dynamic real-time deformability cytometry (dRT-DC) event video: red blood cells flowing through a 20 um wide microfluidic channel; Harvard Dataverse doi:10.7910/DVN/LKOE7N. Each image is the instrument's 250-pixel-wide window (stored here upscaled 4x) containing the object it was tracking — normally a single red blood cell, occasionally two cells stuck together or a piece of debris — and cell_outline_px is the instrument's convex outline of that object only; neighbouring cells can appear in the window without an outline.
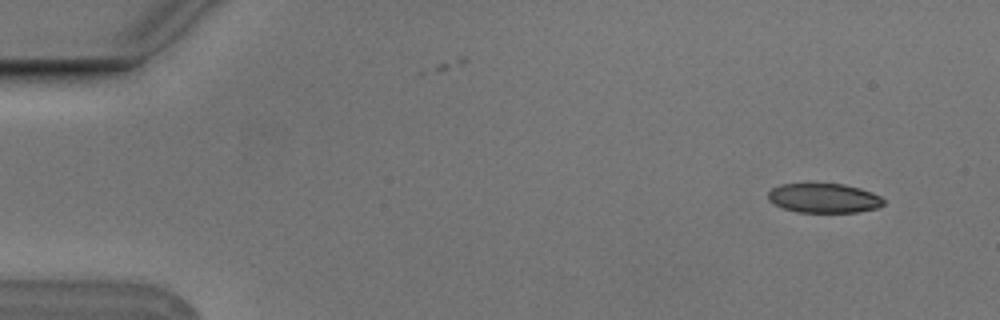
{"species": "Egyptian fruit bat (a non-hibernating species)", "species_latin": "Rousettus aegyptiacus", "temperature_condition": "cold", "stored_images_in_passage": 5, "camera_frame_rate_fps": 3000, "um_per_image_px": 0.085, "animal": {"sex": "male"}, "frame": {"image": 1, "passage_image": 2, "time_ms": 0.333, "image_size_px": [1000, 320], "cell_outline_px": [[884, 204], [876, 208], [856, 212], [796, 212], [784, 208], [768, 200], [768, 192], [772, 188], [780, 184], [844, 184], [860, 188], [872, 192], [880, 196], [884, 200]], "centroid_in_image_um": [70.03, 16.84], "position_along_channel_um": 15.0, "area_um2": 19.71}}
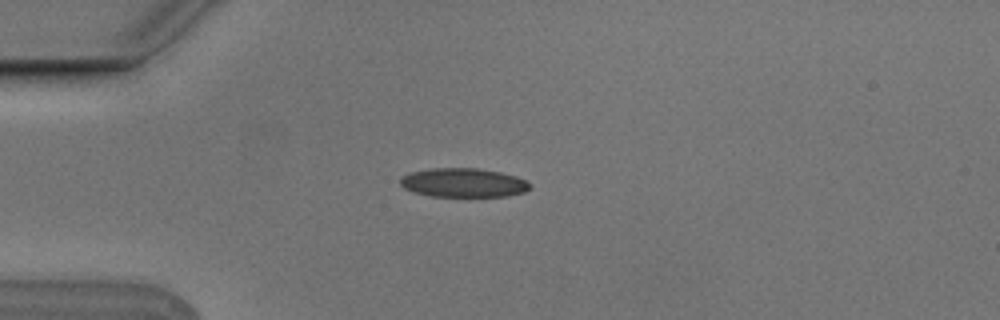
{"frame": {"image": 2, "passage_image": 5, "time_ms": 1.333, "image_size_px": [1000, 320], "cell_outline_px": [[532, 188], [524, 192], [508, 196], [428, 196], [412, 192], [404, 188], [400, 184], [400, 176], [408, 172], [432, 168], [476, 168], [500, 172], [516, 176], [532, 184]], "centroid_in_image_um": [39.36, 15.53], "position_along_channel_um": 45.6, "area_um2": 22.14}}